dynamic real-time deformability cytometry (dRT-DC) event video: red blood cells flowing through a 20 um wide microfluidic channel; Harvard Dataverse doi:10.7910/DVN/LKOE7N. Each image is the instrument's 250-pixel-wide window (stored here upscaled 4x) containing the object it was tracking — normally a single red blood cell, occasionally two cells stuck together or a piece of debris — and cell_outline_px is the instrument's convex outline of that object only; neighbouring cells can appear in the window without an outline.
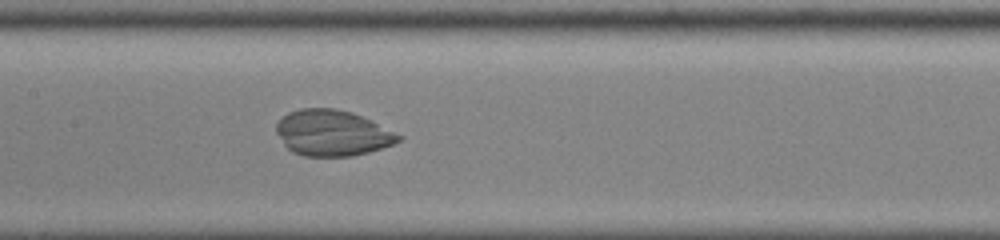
{"species": "common noctule bat (a hibernating species)", "species_latin": "Nyctalus noctula", "temperature_condition": "cold", "stored_images_in_passage": 37, "camera_frame_rate_fps": 3000, "um_per_image_px": 0.085, "animal": {"sex": "male", "body_mass_g": 13.0, "forearm_length_mm": 53.1}, "frame": {"image": 1, "passage_image": 17, "time_ms": 5.333, "image_size_px": [1000, 240], "cell_outline_px": [[404, 136], [400, 140], [392, 144], [368, 152], [352, 156], [304, 156], [292, 152], [284, 144], [276, 132], [276, 124], [288, 112], [300, 108], [332, 108], [352, 112]], "centroid_in_image_um": [28.23, 11.3], "position_along_channel_um": 179.2, "area_um2": 32.43}}
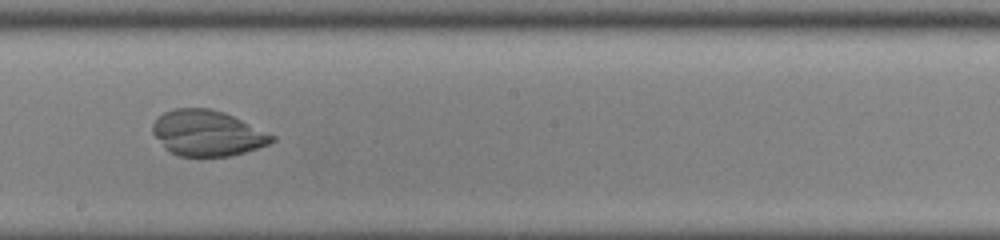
{"frame": {"image": 2, "passage_image": 21, "time_ms": 6.667, "image_size_px": [1000, 240], "cell_outline_px": [[276, 140], [268, 144], [244, 152], [228, 156], [180, 156], [168, 152], [164, 148], [152, 132], [152, 124], [164, 112], [176, 108], [208, 108], [224, 112], [276, 136]], "centroid_in_image_um": [17.6, 11.32], "position_along_channel_um": 230.6, "area_um2": 31.56}}
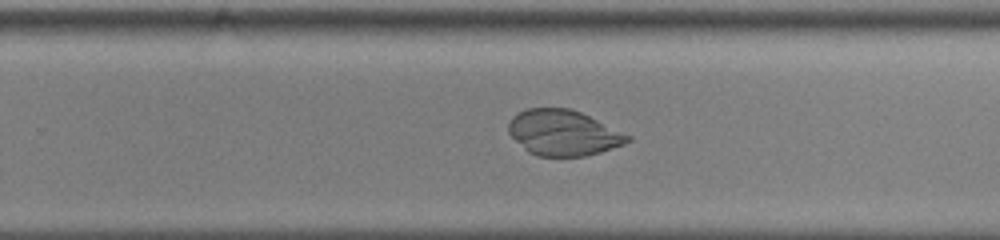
{"frame": {"image": 3, "passage_image": 25, "time_ms": 8.0, "image_size_px": [1000, 240], "cell_outline_px": [[632, 140], [624, 144], [600, 152], [584, 156], [536, 156], [528, 152], [508, 132], [508, 124], [512, 116], [528, 108], [572, 108], [632, 136]], "centroid_in_image_um": [47.89, 11.29], "position_along_channel_um": 281.9, "area_um2": 31.56}}